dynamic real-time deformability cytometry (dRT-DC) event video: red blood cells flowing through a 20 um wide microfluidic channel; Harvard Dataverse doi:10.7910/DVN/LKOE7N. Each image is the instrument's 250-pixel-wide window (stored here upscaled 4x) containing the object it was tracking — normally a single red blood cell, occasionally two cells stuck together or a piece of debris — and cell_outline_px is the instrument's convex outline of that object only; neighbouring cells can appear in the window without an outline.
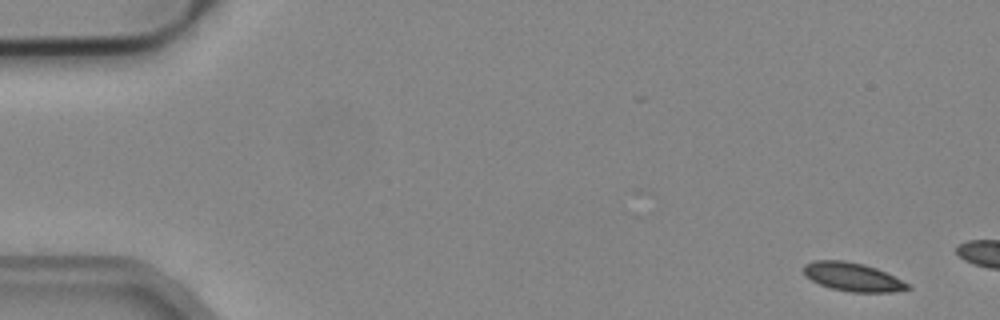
{"species": "common noctule bat (a hibernating species)", "species_latin": "Nyctalus noctula", "temperature_condition": "cold", "stored_images_in_passage": 4, "camera_frame_rate_fps": 3000, "um_per_image_px": 0.085, "animal": {"sex": "male", "body_mass_g": 19.2, "forearm_length_mm": 51.8}, "frame": {"image": 1, "passage_image": 1, "time_ms": 0.0, "image_size_px": [1000, 320], "cell_outline_px": [[912, 288], [892, 292], [852, 292], [832, 288], [820, 284], [804, 276], [804, 264], [812, 260], [844, 260], [864, 264], [876, 268], [908, 284]], "centroid_in_image_um": [72.43, 23.53], "position_along_channel_um": 12.6, "area_um2": 17.11}}